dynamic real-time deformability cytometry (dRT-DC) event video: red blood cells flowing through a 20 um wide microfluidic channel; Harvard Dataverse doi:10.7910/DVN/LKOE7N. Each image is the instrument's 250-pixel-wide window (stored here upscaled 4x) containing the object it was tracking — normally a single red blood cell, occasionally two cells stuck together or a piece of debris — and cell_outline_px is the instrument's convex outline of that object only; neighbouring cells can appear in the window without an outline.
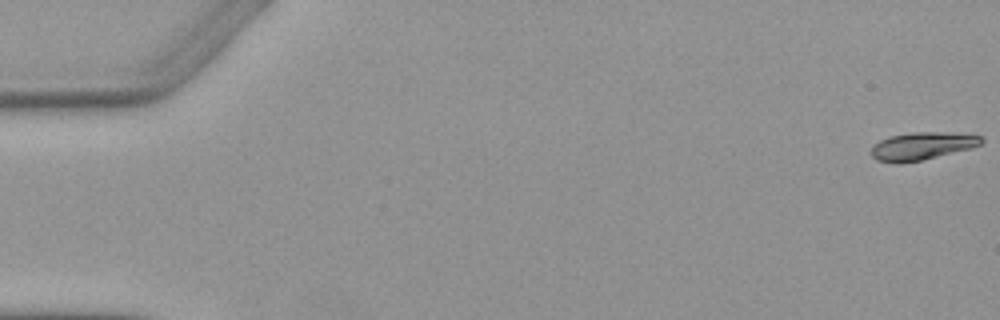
{"species": "Egyptian fruit bat (a non-hibernating species)", "species_latin": "Rousettus aegyptiacus", "temperature_condition": "warm", "stored_images_in_passage": 3, "camera_frame_rate_fps": 3000, "um_per_image_px": 0.085, "animal": {"sex": "female"}, "frame": {"image": 1, "passage_image": 1, "time_ms": 0.0, "image_size_px": [1000, 320], "cell_outline_px": [[984, 140], [980, 144], [972, 148], [920, 160], [876, 160], [872, 156], [872, 148], [880, 140], [888, 136], [912, 132], [944, 132], [984, 136]], "centroid_in_image_um": [78.45, 12.36], "position_along_channel_um": 6.5, "area_um2": 17.05}}